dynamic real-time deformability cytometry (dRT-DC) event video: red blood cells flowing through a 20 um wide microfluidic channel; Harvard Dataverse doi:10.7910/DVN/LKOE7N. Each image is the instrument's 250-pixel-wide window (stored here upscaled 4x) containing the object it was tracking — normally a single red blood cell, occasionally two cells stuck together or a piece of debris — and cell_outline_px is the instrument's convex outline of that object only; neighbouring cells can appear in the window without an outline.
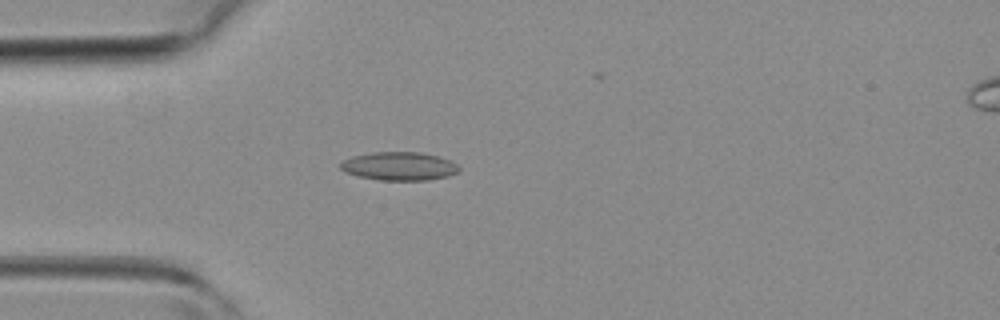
{"species": "common noctule bat (a hibernating species)", "species_latin": "Nyctalus noctula", "temperature_condition": "room temperature", "stored_images_in_passage": 35, "camera_frame_rate_fps": 3000, "um_per_image_px": 0.085, "animal": {"sex": "female", "body_mass_g": 19.3, "forearm_length_mm": 54.1}, "frame": {"image": 1, "passage_image": 2, "time_ms": 0.333, "image_size_px": [1000, 320], "cell_outline_px": [[460, 168], [456, 172], [448, 176], [428, 180], [380, 180], [360, 176], [344, 172], [340, 168], [340, 160], [352, 156], [372, 152], [420, 152], [452, 160]], "centroid_in_image_um": [33.9, 14.12], "position_along_channel_um": 51.1, "area_um2": 19.65}}
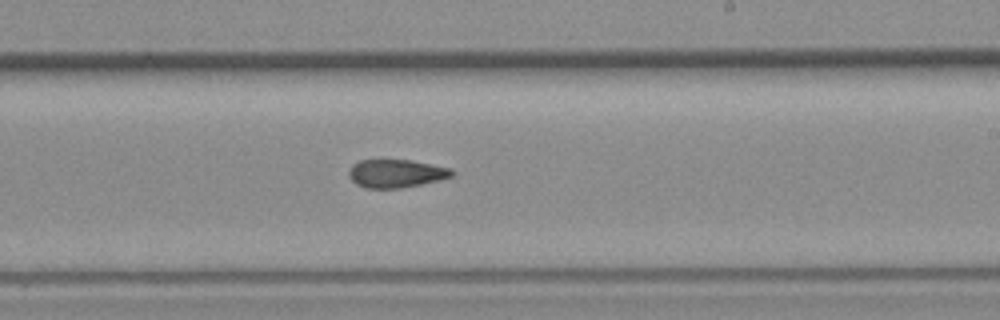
{"frame": {"image": 2, "passage_image": 16, "time_ms": 5.0, "image_size_px": [1000, 320], "cell_outline_px": [[456, 172], [452, 176], [440, 180], [400, 188], [364, 188], [356, 184], [348, 176], [348, 172], [352, 164], [360, 160], [408, 160], [452, 168]], "centroid_in_image_um": [33.66, 14.75], "position_along_channel_um": 255.3, "area_um2": 16.94}}
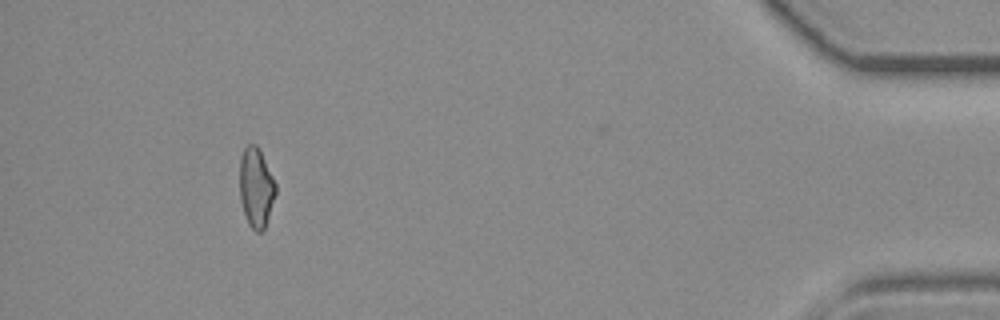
{"frame": {"image": 3, "passage_image": 31, "time_ms": 10.0, "image_size_px": [1000, 320], "cell_outline_px": [[276, 192], [264, 228], [260, 232], [256, 232], [248, 224], [240, 200], [240, 160], [244, 148], [248, 144], [256, 144], [260, 148], [276, 184]], "centroid_in_image_um": [21.76, 15.91], "position_along_channel_um": 413.4, "area_um2": 16.59}}